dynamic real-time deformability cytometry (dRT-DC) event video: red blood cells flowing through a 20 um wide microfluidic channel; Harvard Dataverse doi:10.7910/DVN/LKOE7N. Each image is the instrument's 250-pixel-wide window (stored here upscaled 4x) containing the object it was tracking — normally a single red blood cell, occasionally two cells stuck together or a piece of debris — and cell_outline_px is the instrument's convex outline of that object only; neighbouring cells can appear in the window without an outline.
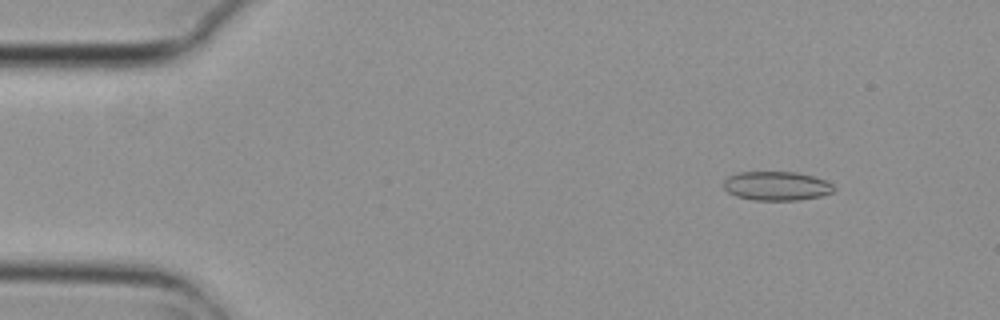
{"species": "common noctule bat (a hibernating species)", "species_latin": "Nyctalus noctula", "temperature_condition": "cold", "stored_images_in_passage": 4, "camera_frame_rate_fps": 3000, "um_per_image_px": 0.085, "animal": {"sex": "female", "body_mass_g": 29.2, "forearm_length_mm": 56.3}, "frame": {"image": 1, "passage_image": 1, "time_ms": 0.0, "image_size_px": [1000, 320], "cell_outline_px": [[836, 188], [832, 192], [820, 196], [800, 200], [752, 200], [736, 196], [728, 192], [724, 188], [724, 180], [728, 176], [740, 172], [796, 172], [812, 176], [824, 180], [832, 184]], "centroid_in_image_um": [66.0, 15.81], "position_along_channel_um": 19.0, "area_um2": 18.61}}
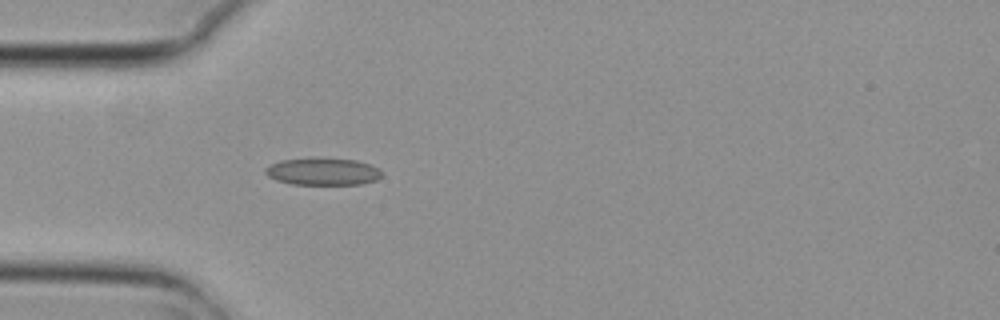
{"frame": {"image": 2, "passage_image": 4, "time_ms": 1.0, "image_size_px": [1000, 320], "cell_outline_px": [[384, 172], [376, 180], [360, 184], [292, 184], [276, 180], [268, 176], [264, 172], [264, 168], [280, 160], [356, 160], [380, 168]], "centroid_in_image_um": [27.46, 14.62], "position_along_channel_um": 57.5, "area_um2": 17.8}}